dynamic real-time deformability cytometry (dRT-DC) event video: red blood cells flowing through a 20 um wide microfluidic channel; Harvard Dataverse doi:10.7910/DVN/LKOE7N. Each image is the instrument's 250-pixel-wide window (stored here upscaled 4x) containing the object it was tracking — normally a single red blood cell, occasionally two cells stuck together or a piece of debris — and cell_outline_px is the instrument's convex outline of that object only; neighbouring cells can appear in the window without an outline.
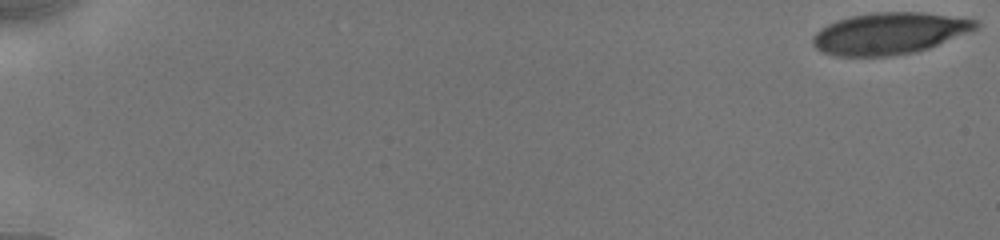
{"species": "human", "species_latin": "Homo sapiens", "temperature_condition": "cold", "stored_images_in_passage": 65, "camera_frame_rate_fps": 3000, "um_per_image_px": 0.085, "donor": {"sex": "male"}, "frame": {"image": 1, "passage_image": 1, "time_ms": 0.0, "image_size_px": [1000, 240], "cell_outline_px": [[980, 28], [972, 32], [928, 48], [916, 52], [892, 56], [832, 56], [820, 52], [812, 44], [812, 36], [820, 28], [836, 20], [852, 16], [872, 12], [920, 12], [980, 20]], "centroid_in_image_um": [75.61, 2.84], "position_along_channel_um": 9.4, "area_um2": 40.06}}
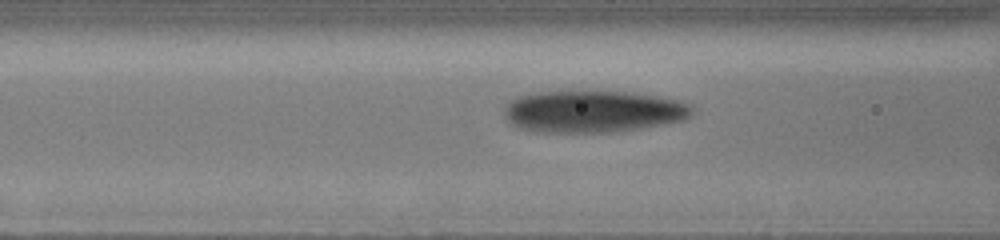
{"frame": {"image": 2, "passage_image": 41, "time_ms": 7.667, "image_size_px": [1000, 240], "cell_outline_px": [[696, 108], [684, 120], [612, 132], [536, 132], [516, 128], [508, 124], [504, 116], [504, 108], [508, 100], [516, 96], [532, 92], [632, 92], [680, 100], [692, 104]], "centroid_in_image_um": [50.33, 9.47], "position_along_channel_um": 116.3, "area_um2": 46.24}}
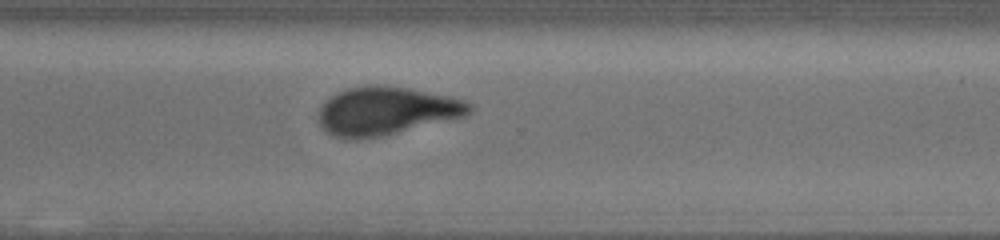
{"frame": {"image": 3, "passage_image": 64, "time_ms": 13.333, "image_size_px": [1000, 240], "cell_outline_px": [[472, 112], [464, 116], [380, 136], [356, 140], [344, 140], [332, 136], [320, 124], [316, 116], [320, 108], [332, 96], [348, 88], [368, 84], [376, 84], [408, 88], [452, 96], [464, 100], [472, 104]], "centroid_in_image_um": [32.81, 9.43], "position_along_channel_um": 337.8, "area_um2": 42.31}}